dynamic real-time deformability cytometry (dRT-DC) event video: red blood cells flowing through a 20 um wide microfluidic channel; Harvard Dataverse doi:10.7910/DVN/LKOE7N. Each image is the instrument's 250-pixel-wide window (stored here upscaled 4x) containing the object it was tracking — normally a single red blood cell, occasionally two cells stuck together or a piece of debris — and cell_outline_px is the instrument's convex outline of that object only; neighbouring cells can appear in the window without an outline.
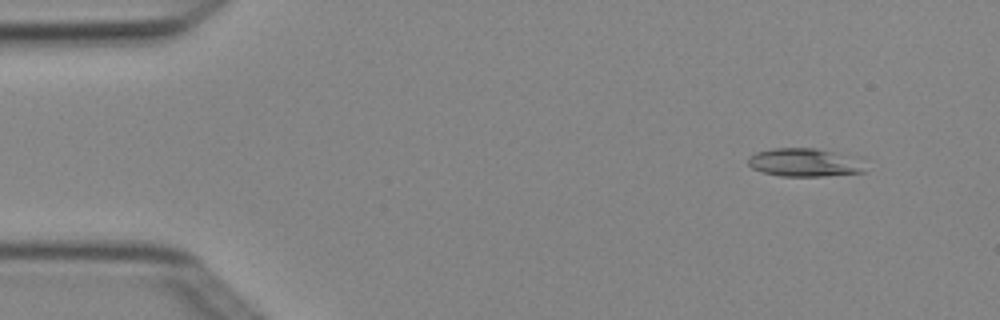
{"species": "Egyptian fruit bat (a non-hibernating species)", "species_latin": "Rousettus aegyptiacus", "temperature_condition": "cold", "stored_images_in_passage": 4, "camera_frame_rate_fps": 3000, "um_per_image_px": 0.085, "animal": {"sex": "female"}, "frame": {"image": 1, "passage_image": 2, "time_ms": 0.333, "image_size_px": [1000, 320], "cell_outline_px": [[864, 172], [824, 176], [780, 176], [764, 172], [752, 168], [748, 164], [748, 156], [756, 152], [776, 148], [816, 148], [832, 152], [856, 164]], "centroid_in_image_um": [68.12, 13.82], "position_along_channel_um": 16.9, "area_um2": 18.09}}